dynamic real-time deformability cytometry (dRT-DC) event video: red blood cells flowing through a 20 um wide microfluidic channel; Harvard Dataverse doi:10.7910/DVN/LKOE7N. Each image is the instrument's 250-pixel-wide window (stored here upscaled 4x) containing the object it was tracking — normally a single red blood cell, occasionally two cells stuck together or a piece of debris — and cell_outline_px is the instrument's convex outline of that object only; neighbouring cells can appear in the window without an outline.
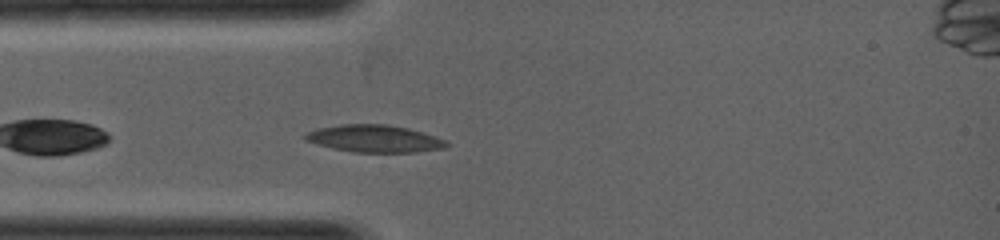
{"species": "common noctule bat (a hibernating species)", "species_latin": "Nyctalus noctula", "temperature_condition": "warm", "stored_images_in_passage": 26, "camera_frame_rate_fps": 5000, "um_per_image_px": 0.085, "animal": {"sex": "female", "body_mass_g": 19.0, "forearm_length_mm": 53.3}, "frame": {"image": 1, "passage_image": 3, "time_ms": 0.4, "image_size_px": [1000, 240], "cell_outline_px": [[448, 144], [444, 148], [416, 152], [352, 152], [332, 148], [316, 144], [304, 140], [304, 132], [316, 128], [340, 124], [388, 124], [408, 128], [444, 140]], "centroid_in_image_um": [31.73, 11.78], "position_along_channel_um": 53.3, "area_um2": 22.43}}
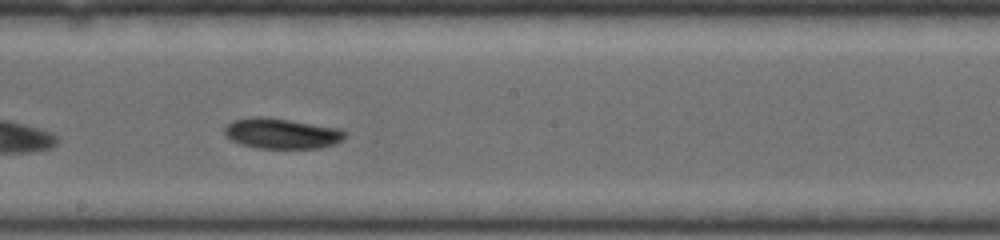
{"frame": {"image": 2, "passage_image": 13, "time_ms": 2.4, "image_size_px": [1000, 240], "cell_outline_px": [[348, 136], [332, 144], [320, 148], [256, 148], [240, 144], [224, 136], [224, 128], [232, 120], [252, 116], [268, 116], [340, 128], [348, 132]], "centroid_in_image_um": [23.93, 11.32], "position_along_channel_um": 224.3, "area_um2": 21.73}}
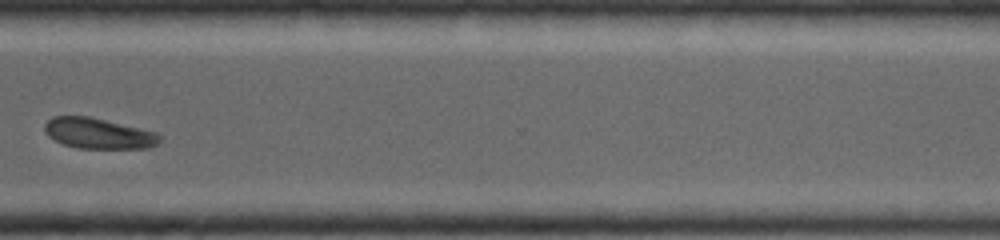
{"frame": {"image": 3, "passage_image": 21, "time_ms": 4.0, "image_size_px": [1000, 240], "cell_outline_px": [[160, 140], [156, 144], [148, 148], [80, 148], [64, 144], [48, 136], [44, 128], [44, 124], [52, 116], [88, 116], [156, 132], [160, 136]], "centroid_in_image_um": [8.34, 11.33], "position_along_channel_um": 362.3, "area_um2": 20.23}}